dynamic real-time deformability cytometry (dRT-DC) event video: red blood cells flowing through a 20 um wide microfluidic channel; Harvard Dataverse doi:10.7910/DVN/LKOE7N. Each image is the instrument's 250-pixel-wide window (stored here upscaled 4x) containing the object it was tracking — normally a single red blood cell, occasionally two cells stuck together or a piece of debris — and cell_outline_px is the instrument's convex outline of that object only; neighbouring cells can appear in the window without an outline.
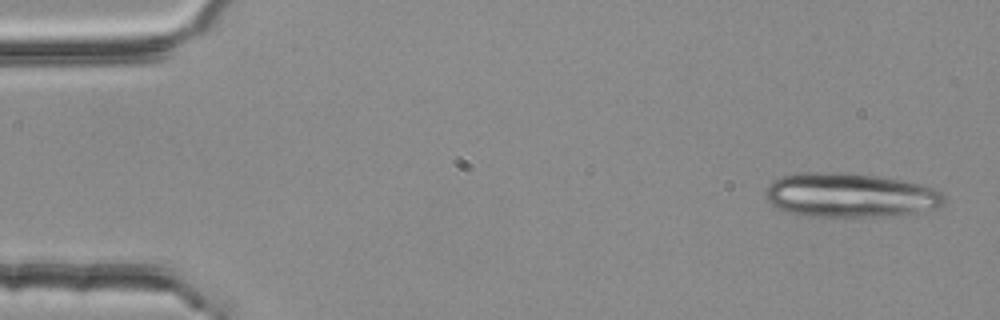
{"species": "common noctule bat (a hibernating species)", "species_latin": "Nyctalus noctula", "temperature_condition": "room temperature", "stored_images_in_passage": 6, "camera_frame_rate_fps": 3000, "um_per_image_px": 0.085, "animal": {"sex": "female", "body_mass_g": 25.1}, "frame": {"image": 1, "passage_image": 1, "time_ms": 0.0, "image_size_px": [1000, 320], "cell_outline_px": [[944, 204], [940, 208], [896, 216], [804, 216], [784, 212], [772, 204], [768, 200], [764, 192], [768, 184], [772, 180], [780, 176], [804, 172], [844, 172], [880, 176], [904, 180], [920, 184], [932, 188], [940, 192], [944, 196]], "centroid_in_image_um": [72.24, 16.59], "position_along_channel_um": 12.8, "area_um2": 46.64}}
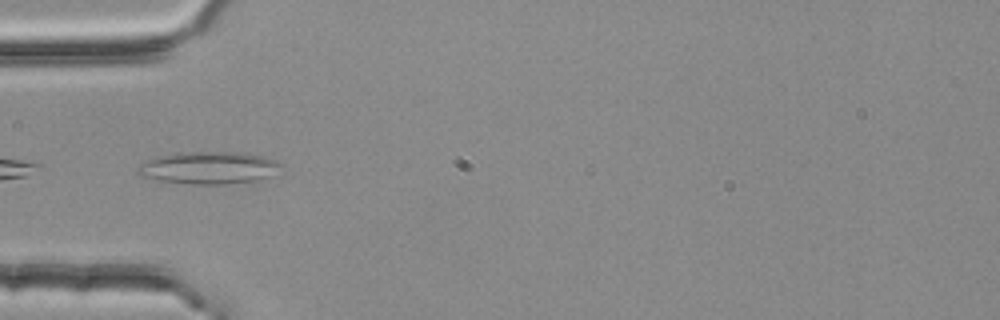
{"frame": {"image": 2, "passage_image": 4, "time_ms": 1.0, "image_size_px": [1000, 320], "cell_outline_px": [[284, 168], [268, 176], [256, 180], [224, 184], [192, 184], [156, 180], [140, 176], [136, 172], [136, 168], [140, 164], [148, 160], [160, 156], [188, 152], [240, 152], [264, 156], [276, 160], [284, 164]], "centroid_in_image_um": [17.77, 14.26], "position_along_channel_um": 67.2, "area_um2": 26.99}}
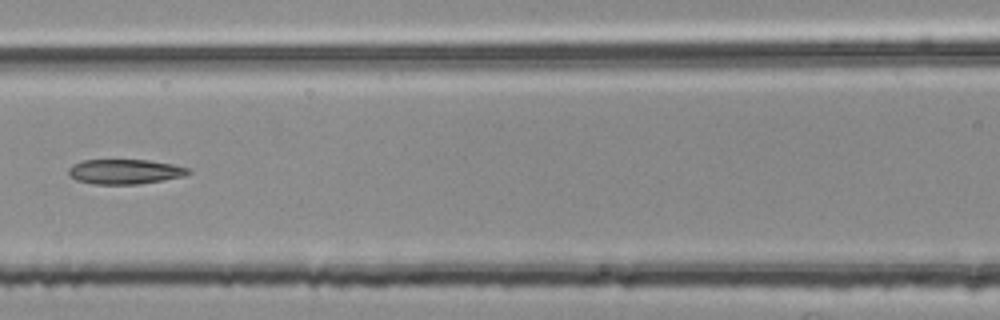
{"frame": {"image": 3, "passage_image": 6, "time_ms": 1.667, "image_size_px": [1000, 320], "cell_outline_px": [[192, 172], [184, 176], [136, 184], [96, 184], [76, 180], [68, 172], [68, 168], [72, 164], [80, 160], [148, 160], [172, 164], [192, 168]], "centroid_in_image_um": [10.62, 14.57], "position_along_channel_um": 156.0, "area_um2": 17.28}}